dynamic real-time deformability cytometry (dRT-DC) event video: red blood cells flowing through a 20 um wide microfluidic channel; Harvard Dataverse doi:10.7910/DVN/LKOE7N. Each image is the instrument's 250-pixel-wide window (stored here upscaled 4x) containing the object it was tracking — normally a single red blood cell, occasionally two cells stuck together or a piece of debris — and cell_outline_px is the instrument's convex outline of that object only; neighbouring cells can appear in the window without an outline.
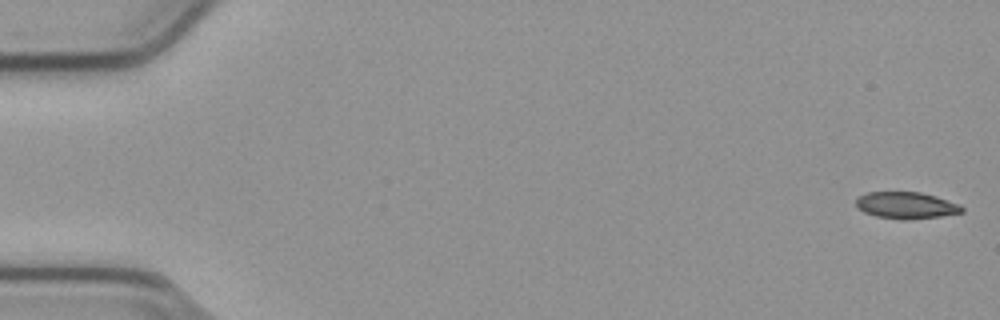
{"species": "common noctule bat (a hibernating species)", "species_latin": "Nyctalus noctula", "temperature_condition": "cold", "stored_images_in_passage": 54, "camera_frame_rate_fps": 3000, "um_per_image_px": 0.085, "animal": {"sex": "male", "body_mass_g": 23.1, "forearm_length_mm": 52.7}, "frame": {"image": 1, "passage_image": 1, "time_ms": 0.0, "image_size_px": [1000, 320], "cell_outline_px": [[964, 212], [940, 216], [908, 220], [900, 220], [876, 216], [864, 212], [856, 208], [856, 200], [860, 196], [868, 192], [920, 192], [936, 196], [960, 204], [964, 208]], "centroid_in_image_um": [77.03, 17.46], "position_along_channel_um": 8.0, "area_um2": 16.59}}
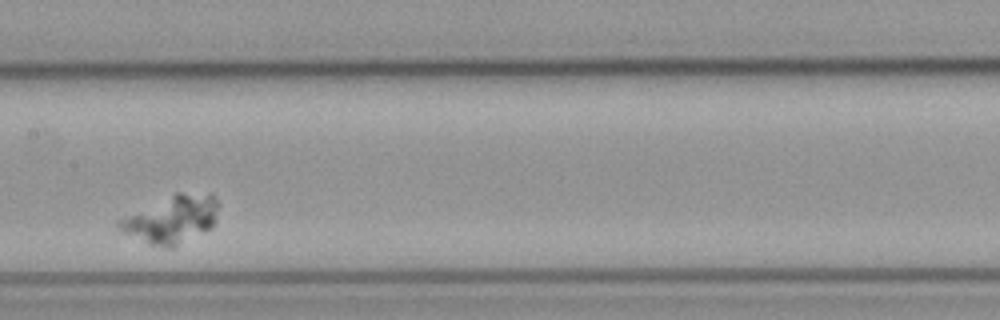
{"frame": {"image": 2, "passage_image": 30, "time_ms": 9.667, "image_size_px": [1000, 320], "cell_outline_px": [[220, 204], [212, 228], [172, 248], [168, 248], [152, 244], [120, 232], [116, 228], [116, 220], [124, 216], [176, 192], [208, 192]], "centroid_in_image_um": [14.58, 18.62], "position_along_channel_um": 192.8, "area_um2": 27.74}}
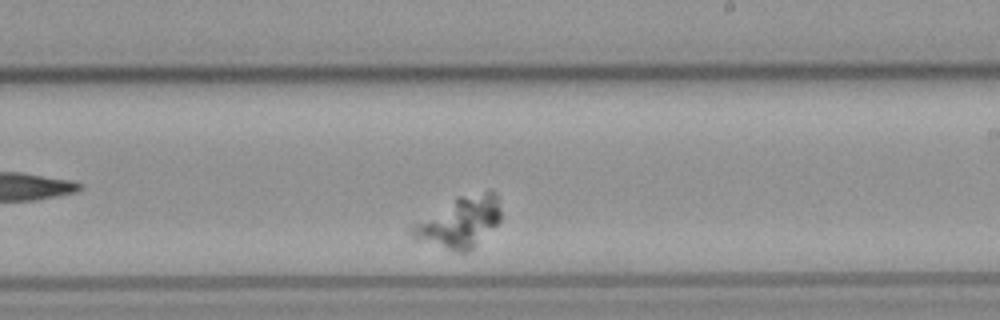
{"frame": {"image": 3, "passage_image": 35, "time_ms": 11.333, "image_size_px": [1000, 320], "cell_outline_px": [[500, 220], [468, 252], [456, 252], [416, 240], [408, 232], [412, 224], [456, 196], [488, 188], [492, 188], [496, 192], [500, 208]], "centroid_in_image_um": [39.05, 18.82], "position_along_channel_um": 249.9, "area_um2": 26.7}}